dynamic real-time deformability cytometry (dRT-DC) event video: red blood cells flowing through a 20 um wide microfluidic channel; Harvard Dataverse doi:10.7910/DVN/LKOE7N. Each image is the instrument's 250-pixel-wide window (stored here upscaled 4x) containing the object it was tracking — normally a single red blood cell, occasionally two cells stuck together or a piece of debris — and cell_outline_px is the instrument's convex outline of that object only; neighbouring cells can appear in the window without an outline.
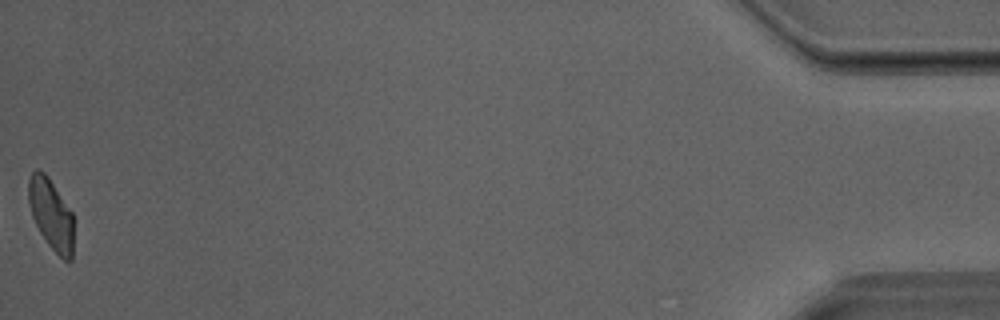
{"species": "Egyptian fruit bat (a non-hibernating species)", "species_latin": "Rousettus aegyptiacus", "temperature_condition": "room temperature", "stored_images_in_passage": 29, "camera_frame_rate_fps": 3000, "um_per_image_px": 0.085, "animal": {"sex": "male"}, "frame": {"image": 1, "passage_image": 29, "time_ms": 9.333, "image_size_px": [1000, 320], "cell_outline_px": [[72, 260], [64, 260], [48, 244], [40, 232], [32, 216], [28, 200], [28, 180], [32, 172], [36, 168], [44, 172], [48, 176], [72, 212]], "centroid_in_image_um": [4.32, 18.17], "position_along_channel_um": 430.9, "area_um2": 18.38}}